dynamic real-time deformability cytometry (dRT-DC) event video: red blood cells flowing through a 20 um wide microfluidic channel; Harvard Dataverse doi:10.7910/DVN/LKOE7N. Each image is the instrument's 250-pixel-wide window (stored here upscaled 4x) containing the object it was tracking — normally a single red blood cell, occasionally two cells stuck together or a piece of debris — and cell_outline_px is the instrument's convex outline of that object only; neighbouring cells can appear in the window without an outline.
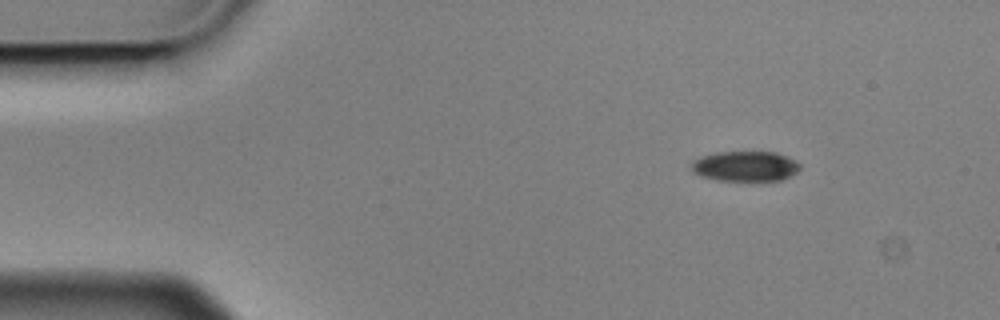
{"species": "Egyptian fruit bat (a non-hibernating species)", "species_latin": "Rousettus aegyptiacus", "temperature_condition": "cold", "stored_images_in_passage": 4, "camera_frame_rate_fps": 3000, "um_per_image_px": 0.085, "animal": {"sex": "male"}, "frame": {"image": 1, "passage_image": 1, "time_ms": 0.0, "image_size_px": [1000, 320], "cell_outline_px": [[800, 168], [792, 176], [780, 180], [716, 180], [700, 176], [692, 172], [692, 160], [700, 156], [716, 152], [776, 152], [788, 156], [796, 160], [800, 164]], "centroid_in_image_um": [63.35, 14.12], "position_along_channel_um": 21.7, "area_um2": 19.25}}
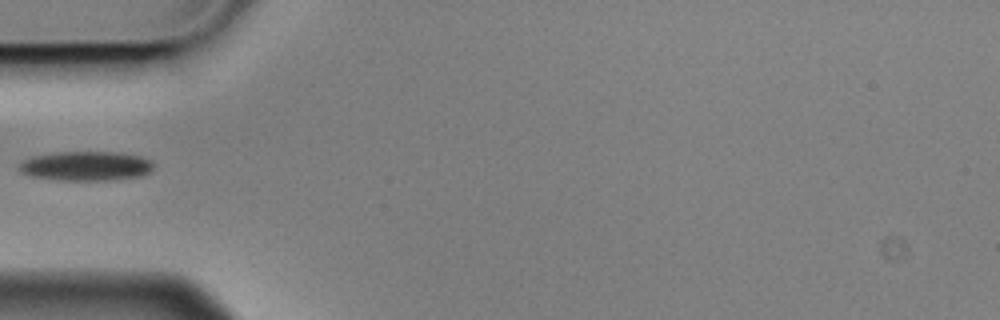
{"frame": {"image": 2, "passage_image": 4, "time_ms": 1.0, "image_size_px": [1000, 320], "cell_outline_px": [[152, 168], [148, 172], [140, 176], [108, 180], [64, 180], [32, 176], [20, 172], [16, 168], [20, 160], [32, 156], [56, 152], [116, 152], [140, 156], [152, 160]], "centroid_in_image_um": [7.24, 14.1], "position_along_channel_um": 77.8, "area_um2": 23.06}}